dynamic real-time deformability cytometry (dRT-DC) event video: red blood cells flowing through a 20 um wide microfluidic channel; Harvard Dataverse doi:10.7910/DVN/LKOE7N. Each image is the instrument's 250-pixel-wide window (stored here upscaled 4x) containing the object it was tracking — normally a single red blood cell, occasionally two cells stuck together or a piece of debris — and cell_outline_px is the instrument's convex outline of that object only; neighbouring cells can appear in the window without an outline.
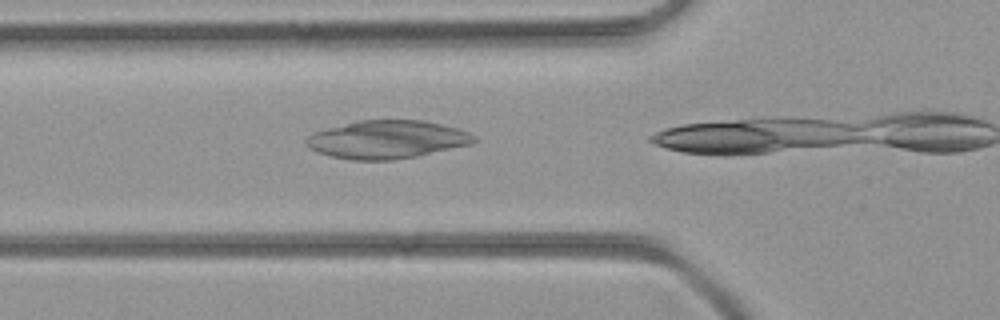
{"species": "common noctule bat (a hibernating species)", "species_latin": "Nyctalus noctula", "temperature_condition": "room temperature", "stored_images_in_passage": 7, "camera_frame_rate_fps": 3000, "um_per_image_px": 0.085, "animal": {"sex": "female", "body_mass_g": 21.9}, "frame": {"image": 1, "passage_image": 6, "time_ms": 1.667, "image_size_px": [1000, 320], "cell_outline_px": [[476, 140], [472, 144], [416, 156], [392, 160], [352, 160], [332, 156], [316, 152], [308, 148], [304, 144], [304, 140], [308, 136], [316, 132], [328, 128], [356, 120], [424, 120], [456, 128], [468, 132], [476, 136]], "centroid_in_image_um": [32.87, 11.86], "position_along_channel_um": 92.9, "area_um2": 37.22}}